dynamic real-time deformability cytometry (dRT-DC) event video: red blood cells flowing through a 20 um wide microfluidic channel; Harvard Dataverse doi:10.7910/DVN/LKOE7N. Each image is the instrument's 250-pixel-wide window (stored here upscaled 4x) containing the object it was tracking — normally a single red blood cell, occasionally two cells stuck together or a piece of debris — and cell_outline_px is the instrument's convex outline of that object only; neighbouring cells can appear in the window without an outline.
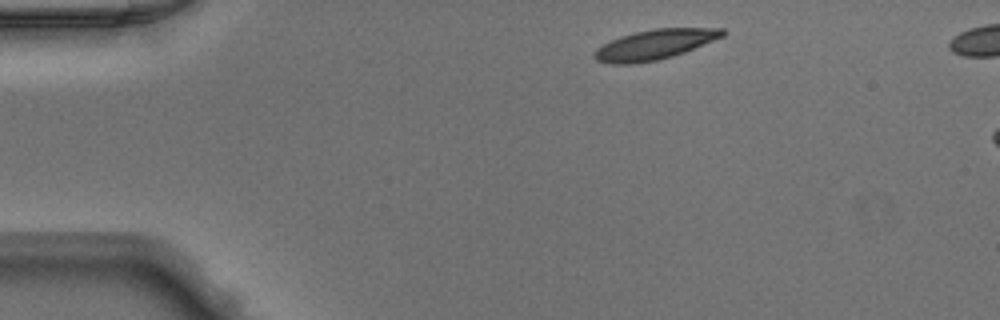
{"species": "Egyptian fruit bat (a non-hibernating species)", "species_latin": "Rousettus aegyptiacus", "temperature_condition": "warm", "stored_images_in_passage": 8, "camera_frame_rate_fps": 3000, "um_per_image_px": 0.085, "animal": {"sex": "male"}, "frame": {"image": 1, "passage_image": 1, "time_ms": 0.0, "image_size_px": [1000, 320], "cell_outline_px": [[728, 32], [724, 36], [684, 52], [672, 56], [656, 60], [632, 64], [612, 64], [596, 60], [592, 56], [596, 48], [620, 36], [636, 32], [656, 28], [724, 28]], "centroid_in_image_um": [55.65, 3.78], "position_along_channel_um": 29.3, "area_um2": 22.25}}